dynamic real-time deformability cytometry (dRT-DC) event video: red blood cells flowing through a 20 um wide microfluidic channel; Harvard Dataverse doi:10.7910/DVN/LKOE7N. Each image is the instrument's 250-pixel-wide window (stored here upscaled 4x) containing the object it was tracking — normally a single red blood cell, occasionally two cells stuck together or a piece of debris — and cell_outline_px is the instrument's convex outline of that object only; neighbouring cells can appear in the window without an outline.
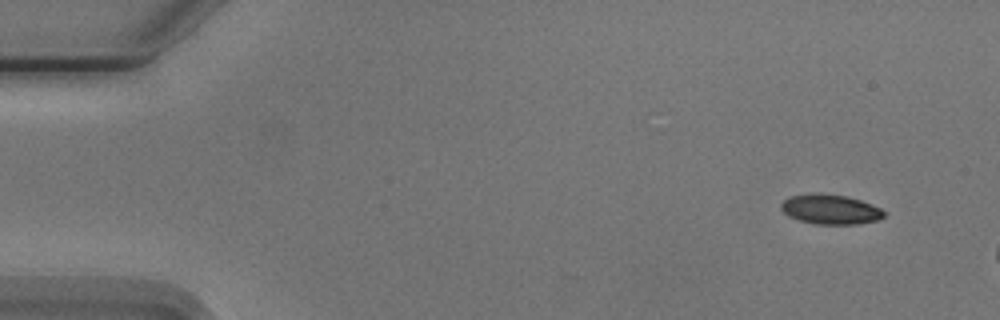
{"species": "Egyptian fruit bat (a non-hibernating species)", "species_latin": "Rousettus aegyptiacus", "temperature_condition": "cold", "stored_images_in_passage": 2, "camera_frame_rate_fps": 3000, "um_per_image_px": 0.085, "animal": {"sex": "male"}, "frame": {"image": 1, "passage_image": 1, "time_ms": 0.0, "image_size_px": [1000, 320], "cell_outline_px": [[884, 216], [876, 220], [856, 224], [816, 224], [800, 220], [788, 216], [780, 208], [780, 204], [788, 196], [812, 192], [820, 192], [848, 196], [872, 204], [880, 208], [884, 212]], "centroid_in_image_um": [70.54, 17.76], "position_along_channel_um": 14.5, "area_um2": 18.03}}